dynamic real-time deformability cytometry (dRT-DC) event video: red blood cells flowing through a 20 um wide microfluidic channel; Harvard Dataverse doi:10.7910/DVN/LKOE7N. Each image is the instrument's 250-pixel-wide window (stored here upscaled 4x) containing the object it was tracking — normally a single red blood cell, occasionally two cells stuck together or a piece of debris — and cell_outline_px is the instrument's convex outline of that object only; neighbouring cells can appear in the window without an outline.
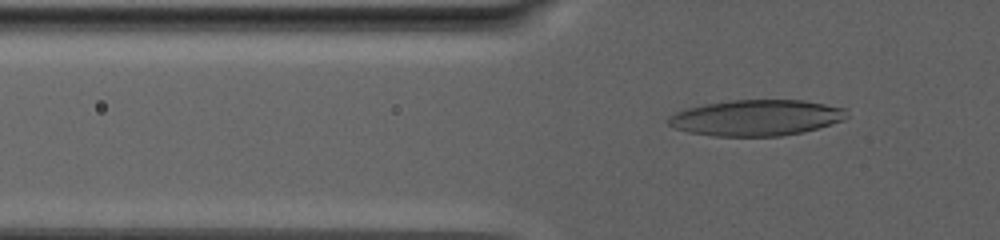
{"species": "human", "species_latin": "Homo sapiens", "temperature_condition": "warm", "stored_images_in_passage": 90, "camera_frame_rate_fps": 3000, "um_per_image_px": 0.085, "donor": {"sex": "male"}, "frame": {"image": 1, "passage_image": 33, "time_ms": 10.667, "image_size_px": [1000, 240], "cell_outline_px": [[848, 116], [844, 120], [804, 132], [780, 136], [716, 136], [688, 132], [676, 128], [668, 124], [668, 120], [676, 112], [688, 108], [704, 104], [732, 100], [804, 100], [844, 108]], "centroid_in_image_um": [64.31, 10.01], "position_along_channel_um": 61.5, "area_um2": 37.17}}
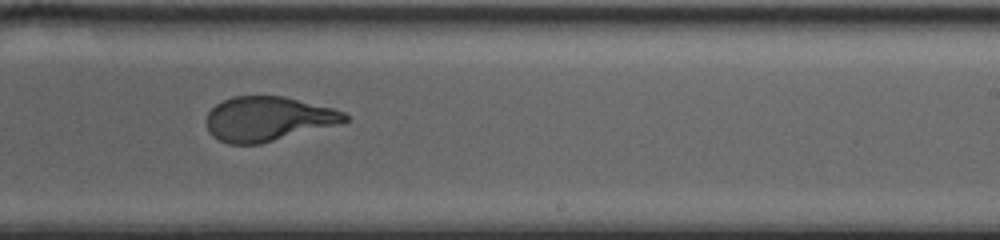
{"frame": {"image": 2, "passage_image": 60, "time_ms": 19.667, "image_size_px": [1000, 240], "cell_outline_px": [[348, 120], [340, 124], [260, 144], [228, 144], [212, 136], [208, 132], [208, 112], [216, 104], [232, 96], [284, 96], [332, 108], [344, 112], [348, 116]], "centroid_in_image_um": [22.78, 10.11], "position_along_channel_um": 266.2, "area_um2": 35.78}}
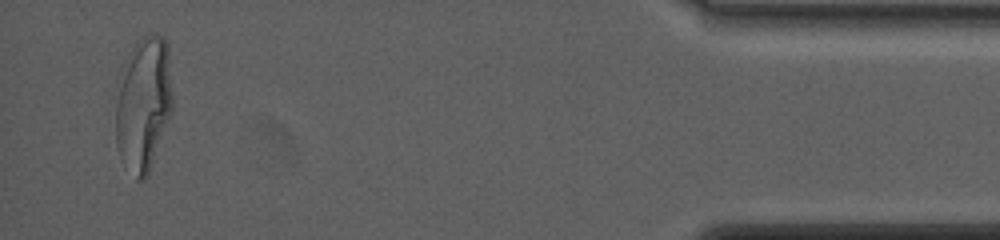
{"frame": {"image": 3, "passage_image": 87, "time_ms": 28.667, "image_size_px": [1000, 240], "cell_outline_px": [[172, 108], [148, 176], [144, 180], [136, 180], [120, 160], [116, 144], [116, 84], [132, 48], [148, 32], [156, 32], [164, 36], [168, 44], [172, 92]], "centroid_in_image_um": [12.18, 8.83], "position_along_channel_um": 423.0, "area_um2": 45.03}, "authors_computed_cell_mechanics": {"area_um2": 37.3677, "velocity_mm_per_s": 2.4291, "shape_relaxation_time_tau1_ms": 9.1777, "shape_relaxation_time_tau2_ms": 1.1173, "deformation_change_tau1": 0.2741, "deformation_change_tau2": 0.0821}}